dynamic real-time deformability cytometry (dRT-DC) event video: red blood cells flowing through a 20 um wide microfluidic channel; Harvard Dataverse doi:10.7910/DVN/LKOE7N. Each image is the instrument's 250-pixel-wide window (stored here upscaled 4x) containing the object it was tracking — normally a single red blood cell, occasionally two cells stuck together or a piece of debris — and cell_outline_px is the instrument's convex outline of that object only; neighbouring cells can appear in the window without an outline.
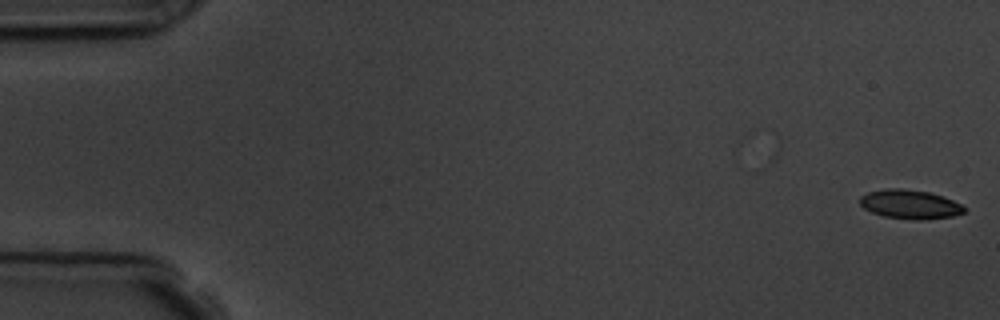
{"species": "common noctule bat (a hibernating species)", "species_latin": "Nyctalus noctula", "temperature_condition": "room temperature", "stored_images_in_passage": 7, "camera_frame_rate_fps": 3000, "um_per_image_px": 0.085, "animal": {"sex": "male", "body_mass_g": 19.5, "forearm_length_mm": 54.6}, "frame": {"image": 1, "passage_image": 1, "time_ms": 0.0, "image_size_px": [1000, 320], "cell_outline_px": [[968, 208], [964, 212], [952, 216], [924, 220], [912, 220], [884, 216], [872, 212], [864, 208], [860, 204], [860, 196], [868, 192], [888, 188], [904, 188], [928, 192], [952, 200]], "centroid_in_image_um": [77.34, 17.37], "position_along_channel_um": 7.7, "area_um2": 17.63}}